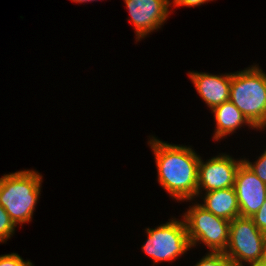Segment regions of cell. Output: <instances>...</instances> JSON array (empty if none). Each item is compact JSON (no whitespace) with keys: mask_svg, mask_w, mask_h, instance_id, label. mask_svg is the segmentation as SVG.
<instances>
[{"mask_svg":"<svg viewBox=\"0 0 266 266\" xmlns=\"http://www.w3.org/2000/svg\"><path fill=\"white\" fill-rule=\"evenodd\" d=\"M157 165L158 182L176 200H191L197 196L200 156L186 146L149 141Z\"/></svg>","mask_w":266,"mask_h":266,"instance_id":"obj_1","label":"cell"},{"mask_svg":"<svg viewBox=\"0 0 266 266\" xmlns=\"http://www.w3.org/2000/svg\"><path fill=\"white\" fill-rule=\"evenodd\" d=\"M42 175L18 171L0 178V205L17 227L31 221L41 191Z\"/></svg>","mask_w":266,"mask_h":266,"instance_id":"obj_2","label":"cell"},{"mask_svg":"<svg viewBox=\"0 0 266 266\" xmlns=\"http://www.w3.org/2000/svg\"><path fill=\"white\" fill-rule=\"evenodd\" d=\"M229 100L256 129L266 127V74L258 66L232 73Z\"/></svg>","mask_w":266,"mask_h":266,"instance_id":"obj_3","label":"cell"},{"mask_svg":"<svg viewBox=\"0 0 266 266\" xmlns=\"http://www.w3.org/2000/svg\"><path fill=\"white\" fill-rule=\"evenodd\" d=\"M183 217L191 247L201 241L210 252H225L229 241L230 221L215 216L199 203L190 206Z\"/></svg>","mask_w":266,"mask_h":266,"instance_id":"obj_4","label":"cell"},{"mask_svg":"<svg viewBox=\"0 0 266 266\" xmlns=\"http://www.w3.org/2000/svg\"><path fill=\"white\" fill-rule=\"evenodd\" d=\"M224 253L233 266L264 259L266 235L257 228L251 218L239 216L230 221L229 241Z\"/></svg>","mask_w":266,"mask_h":266,"instance_id":"obj_5","label":"cell"},{"mask_svg":"<svg viewBox=\"0 0 266 266\" xmlns=\"http://www.w3.org/2000/svg\"><path fill=\"white\" fill-rule=\"evenodd\" d=\"M146 232L148 237L142 251L155 263L174 261L191 248L184 220L170 219L155 229L146 228Z\"/></svg>","mask_w":266,"mask_h":266,"instance_id":"obj_6","label":"cell"},{"mask_svg":"<svg viewBox=\"0 0 266 266\" xmlns=\"http://www.w3.org/2000/svg\"><path fill=\"white\" fill-rule=\"evenodd\" d=\"M243 162L226 154H220L206 162L200 157L198 164L197 196L201 188L206 192L234 187L235 175Z\"/></svg>","mask_w":266,"mask_h":266,"instance_id":"obj_7","label":"cell"},{"mask_svg":"<svg viewBox=\"0 0 266 266\" xmlns=\"http://www.w3.org/2000/svg\"><path fill=\"white\" fill-rule=\"evenodd\" d=\"M132 24L135 26L136 38H144L150 32L160 28L169 17V0H124Z\"/></svg>","mask_w":266,"mask_h":266,"instance_id":"obj_8","label":"cell"},{"mask_svg":"<svg viewBox=\"0 0 266 266\" xmlns=\"http://www.w3.org/2000/svg\"><path fill=\"white\" fill-rule=\"evenodd\" d=\"M234 188L241 217H252L266 199V184L242 162L235 175Z\"/></svg>","mask_w":266,"mask_h":266,"instance_id":"obj_9","label":"cell"},{"mask_svg":"<svg viewBox=\"0 0 266 266\" xmlns=\"http://www.w3.org/2000/svg\"><path fill=\"white\" fill-rule=\"evenodd\" d=\"M189 77L210 110L229 101L232 73L212 75L193 71L189 72Z\"/></svg>","mask_w":266,"mask_h":266,"instance_id":"obj_10","label":"cell"},{"mask_svg":"<svg viewBox=\"0 0 266 266\" xmlns=\"http://www.w3.org/2000/svg\"><path fill=\"white\" fill-rule=\"evenodd\" d=\"M205 193L204 204L200 205L207 211L228 221L240 216V208L234 187Z\"/></svg>","mask_w":266,"mask_h":266,"instance_id":"obj_11","label":"cell"},{"mask_svg":"<svg viewBox=\"0 0 266 266\" xmlns=\"http://www.w3.org/2000/svg\"><path fill=\"white\" fill-rule=\"evenodd\" d=\"M216 120V129L213 138L219 140L233 133L243 124L255 128L244 116V114L229 100L212 109Z\"/></svg>","mask_w":266,"mask_h":266,"instance_id":"obj_12","label":"cell"},{"mask_svg":"<svg viewBox=\"0 0 266 266\" xmlns=\"http://www.w3.org/2000/svg\"><path fill=\"white\" fill-rule=\"evenodd\" d=\"M195 266H233V263L225 253L209 251Z\"/></svg>","mask_w":266,"mask_h":266,"instance_id":"obj_13","label":"cell"},{"mask_svg":"<svg viewBox=\"0 0 266 266\" xmlns=\"http://www.w3.org/2000/svg\"><path fill=\"white\" fill-rule=\"evenodd\" d=\"M15 224L10 219L9 214L0 205V242H5L14 234Z\"/></svg>","mask_w":266,"mask_h":266,"instance_id":"obj_14","label":"cell"},{"mask_svg":"<svg viewBox=\"0 0 266 266\" xmlns=\"http://www.w3.org/2000/svg\"><path fill=\"white\" fill-rule=\"evenodd\" d=\"M243 162L249 167V169L257 175V177L266 184V150L253 164L244 159Z\"/></svg>","mask_w":266,"mask_h":266,"instance_id":"obj_15","label":"cell"},{"mask_svg":"<svg viewBox=\"0 0 266 266\" xmlns=\"http://www.w3.org/2000/svg\"><path fill=\"white\" fill-rule=\"evenodd\" d=\"M0 266H33L28 260H23L18 254L11 253L0 256Z\"/></svg>","mask_w":266,"mask_h":266,"instance_id":"obj_16","label":"cell"},{"mask_svg":"<svg viewBox=\"0 0 266 266\" xmlns=\"http://www.w3.org/2000/svg\"><path fill=\"white\" fill-rule=\"evenodd\" d=\"M250 218L257 228L266 235V199L260 209Z\"/></svg>","mask_w":266,"mask_h":266,"instance_id":"obj_17","label":"cell"},{"mask_svg":"<svg viewBox=\"0 0 266 266\" xmlns=\"http://www.w3.org/2000/svg\"><path fill=\"white\" fill-rule=\"evenodd\" d=\"M210 0H173V4L176 6H189V7H194V6H199L202 5L206 2H209ZM212 1V0H211Z\"/></svg>","mask_w":266,"mask_h":266,"instance_id":"obj_18","label":"cell"},{"mask_svg":"<svg viewBox=\"0 0 266 266\" xmlns=\"http://www.w3.org/2000/svg\"><path fill=\"white\" fill-rule=\"evenodd\" d=\"M246 264H248L250 266H266V258L261 259V260H257V261L247 262ZM239 266H245V265L241 264Z\"/></svg>","mask_w":266,"mask_h":266,"instance_id":"obj_19","label":"cell"},{"mask_svg":"<svg viewBox=\"0 0 266 266\" xmlns=\"http://www.w3.org/2000/svg\"><path fill=\"white\" fill-rule=\"evenodd\" d=\"M73 2H78V3H82V2H89V1H96V0H72Z\"/></svg>","mask_w":266,"mask_h":266,"instance_id":"obj_20","label":"cell"}]
</instances>
